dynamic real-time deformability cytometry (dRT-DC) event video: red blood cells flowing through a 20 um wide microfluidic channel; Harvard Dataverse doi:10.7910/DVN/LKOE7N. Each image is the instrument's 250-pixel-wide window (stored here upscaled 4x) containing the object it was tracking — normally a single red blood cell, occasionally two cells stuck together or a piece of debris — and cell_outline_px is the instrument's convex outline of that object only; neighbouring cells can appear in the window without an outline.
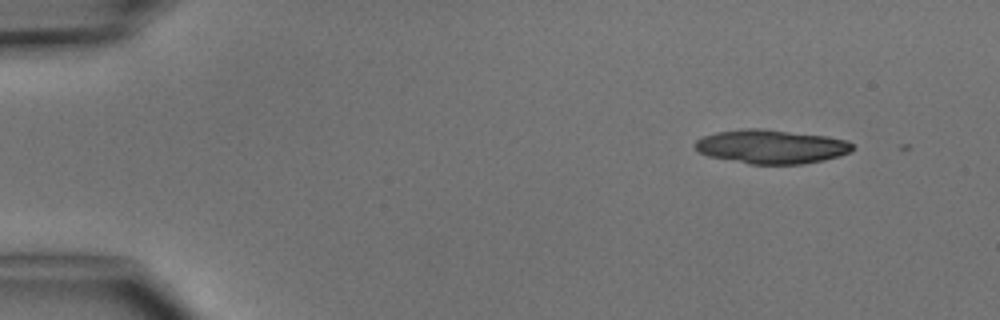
{"species": "common noctule bat (a hibernating species)", "species_latin": "Nyctalus noctula", "temperature_condition": "cold", "stored_images_in_passage": 3, "camera_frame_rate_fps": 3000, "um_per_image_px": 0.085, "animal": {"sex": "male", "body_mass_g": 15.6}, "frame": {"image": 1, "passage_image": 1, "time_ms": 0.0, "image_size_px": [1000, 320], "cell_outline_px": [[856, 148], [852, 152], [840, 156], [824, 160], [800, 164], [748, 164], [708, 156], [700, 152], [692, 144], [696, 140], [704, 136], [716, 132], [748, 128], [760, 128], [828, 136], [848, 140]], "centroid_in_image_um": [65.59, 12.46], "position_along_channel_um": 19.4, "area_um2": 31.39}}